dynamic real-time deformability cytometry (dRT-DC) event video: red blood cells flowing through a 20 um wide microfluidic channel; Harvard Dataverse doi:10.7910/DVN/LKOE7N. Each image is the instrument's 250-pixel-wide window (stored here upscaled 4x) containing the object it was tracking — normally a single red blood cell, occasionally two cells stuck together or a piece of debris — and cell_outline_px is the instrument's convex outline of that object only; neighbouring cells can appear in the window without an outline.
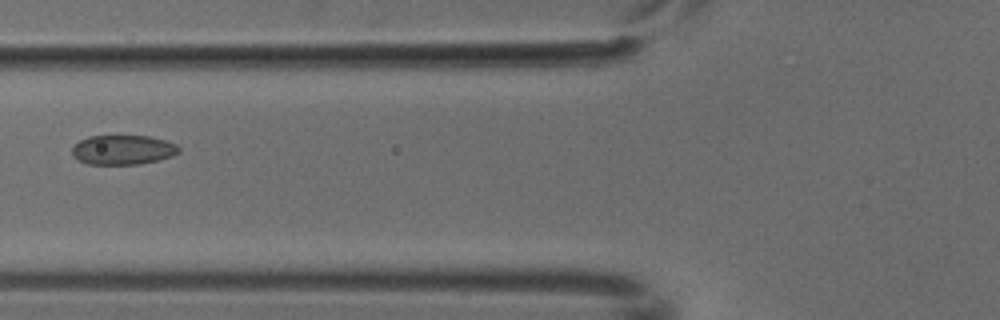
{"species": "common noctule bat (a hibernating species)", "species_latin": "Nyctalus noctula", "temperature_condition": "cold", "stored_images_in_passage": 8, "camera_frame_rate_fps": 3000, "um_per_image_px": 0.085, "animal": {"sex": "male", "body_mass_g": 18.8}, "frame": {"image": 1, "passage_image": 7, "time_ms": 2.0, "image_size_px": [1000, 320], "cell_outline_px": [[180, 152], [172, 156], [160, 160], [140, 164], [88, 164], [76, 160], [72, 156], [72, 148], [80, 140], [88, 136], [148, 136], [164, 140], [176, 144], [180, 148]], "centroid_in_image_um": [10.44, 12.74], "position_along_channel_um": 115.4, "area_um2": 18.5}}
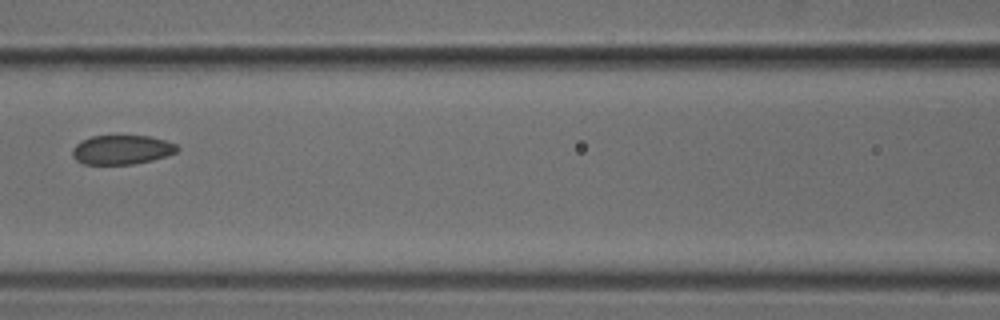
{"frame": {"image": 2, "passage_image": 8, "time_ms": 2.333, "image_size_px": [1000, 320], "cell_outline_px": [[180, 148], [176, 152], [152, 160], [132, 164], [84, 164], [76, 160], [72, 156], [72, 148], [80, 140], [92, 136], [148, 136], [164, 140], [176, 144]], "centroid_in_image_um": [10.31, 12.72], "position_along_channel_um": 156.3, "area_um2": 17.8}}